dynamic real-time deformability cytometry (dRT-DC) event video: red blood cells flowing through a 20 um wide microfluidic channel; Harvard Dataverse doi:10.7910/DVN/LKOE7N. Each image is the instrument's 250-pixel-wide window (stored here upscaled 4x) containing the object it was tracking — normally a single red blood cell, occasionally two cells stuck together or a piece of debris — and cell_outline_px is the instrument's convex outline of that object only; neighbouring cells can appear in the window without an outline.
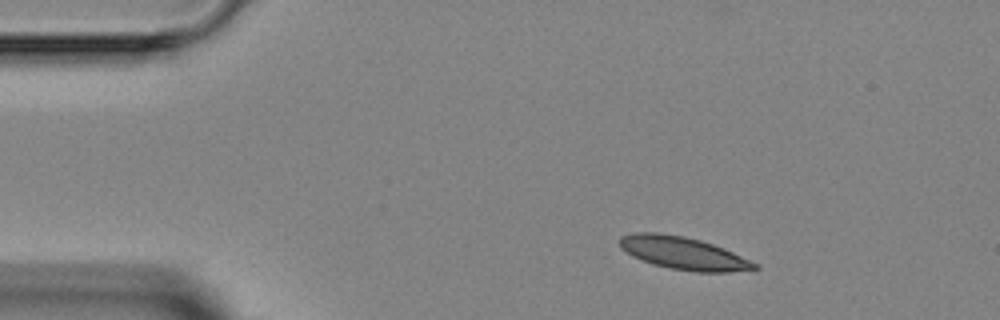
{"species": "Egyptian fruit bat (a non-hibernating species)", "species_latin": "Rousettus aegyptiacus", "temperature_condition": "room temperature", "stored_images_in_passage": 3, "segment_of_instrument_passage": [1, 2], "camera_frame_rate_fps": 3000, "um_per_image_px": 0.085, "animal": {"sex": "female"}, "frame": {"image": 1, "passage_image": 1, "time_ms": 0.0, "image_size_px": [1000, 320], "cell_outline_px": [[760, 268], [728, 272], [696, 272], [668, 268], [652, 264], [632, 256], [620, 248], [620, 236], [636, 232], [656, 232], [684, 236], [700, 240], [724, 248], [760, 264]], "centroid_in_image_um": [58.09, 21.52], "position_along_channel_um": 26.9, "area_um2": 25.78}}